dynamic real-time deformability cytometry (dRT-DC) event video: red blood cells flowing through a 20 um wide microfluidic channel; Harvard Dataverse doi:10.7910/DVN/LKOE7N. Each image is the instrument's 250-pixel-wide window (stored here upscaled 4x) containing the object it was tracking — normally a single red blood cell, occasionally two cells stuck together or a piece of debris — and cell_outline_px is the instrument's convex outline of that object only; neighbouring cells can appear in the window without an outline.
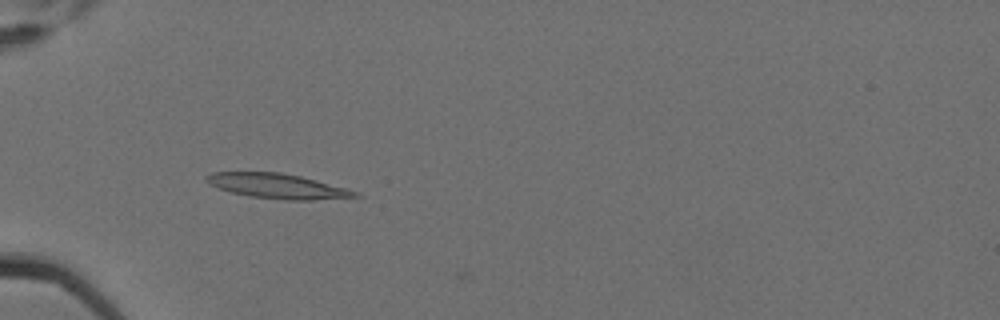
{"species": "Egyptian fruit bat (a non-hibernating species)", "species_latin": "Rousettus aegyptiacus", "temperature_condition": "cold", "stored_images_in_passage": 4, "camera_frame_rate_fps": 3000, "um_per_image_px": 0.085, "animal": {"sex": "female"}, "frame": {"image": 1, "passage_image": 3, "time_ms": 0.667, "image_size_px": [1000, 320], "cell_outline_px": [[364, 196], [312, 200], [284, 200], [248, 196], [232, 192], [208, 184], [204, 180], [204, 176], [212, 172], [280, 172], [300, 176], [348, 188], [360, 192]], "centroid_in_image_um": [23.61, 15.82], "position_along_channel_um": 61.4, "area_um2": 21.73}}